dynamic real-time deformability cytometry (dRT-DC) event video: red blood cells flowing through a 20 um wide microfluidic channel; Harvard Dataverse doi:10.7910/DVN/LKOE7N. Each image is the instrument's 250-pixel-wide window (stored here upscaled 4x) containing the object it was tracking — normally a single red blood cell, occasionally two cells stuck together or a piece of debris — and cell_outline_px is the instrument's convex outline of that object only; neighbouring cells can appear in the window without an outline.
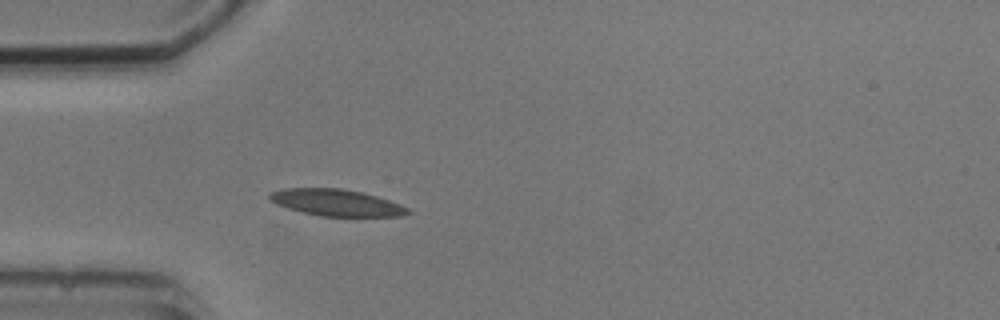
{"species": "common noctule bat (a hibernating species)", "species_latin": "Nyctalus noctula", "temperature_condition": "cold", "stored_images_in_passage": 1, "camera_frame_rate_fps": 3000, "um_per_image_px": 0.085, "animal": {"sex": "male", "body_mass_g": 20.5, "forearm_length_mm": 52.5}, "frame": {"image": 1, "passage_image": 1, "time_ms": 0.0, "image_size_px": [1000, 320], "cell_outline_px": [[412, 212], [400, 216], [320, 216], [288, 208], [276, 204], [268, 196], [268, 192], [284, 188], [340, 188], [360, 192], [376, 196], [400, 204], [408, 208]], "centroid_in_image_um": [28.57, 17.22], "position_along_channel_um": 56.4, "area_um2": 21.27}}